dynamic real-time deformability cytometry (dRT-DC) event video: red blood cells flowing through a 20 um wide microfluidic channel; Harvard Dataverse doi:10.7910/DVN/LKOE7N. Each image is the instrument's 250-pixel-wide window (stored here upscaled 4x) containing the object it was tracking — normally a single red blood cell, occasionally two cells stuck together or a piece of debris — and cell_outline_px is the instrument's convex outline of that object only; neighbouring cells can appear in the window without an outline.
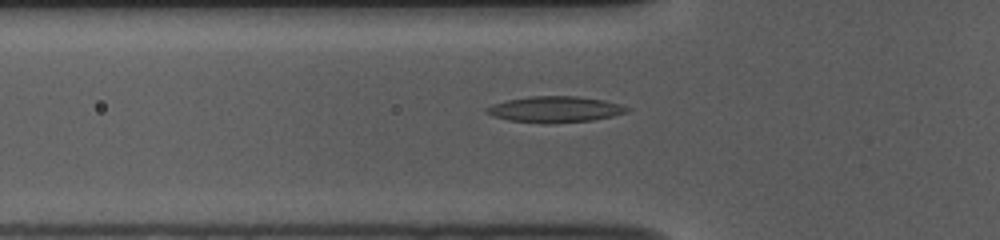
{"species": "common noctule bat (a hibernating species)", "species_latin": "Nyctalus noctula", "temperature_condition": "room temperature", "stored_images_in_passage": 35, "camera_frame_rate_fps": 3000, "um_per_image_px": 0.085, "animal": {"sex": "female", "body_mass_g": 10.0, "forearm_length_mm": 53.1}, "frame": {"image": 1, "passage_image": 6, "time_ms": 1.667, "image_size_px": [1000, 240], "cell_outline_px": [[632, 108], [628, 112], [612, 116], [592, 120], [548, 124], [508, 120], [492, 116], [484, 112], [484, 108], [492, 104], [508, 100], [528, 96], [580, 96], [604, 100], [620, 104]], "centroid_in_image_um": [47.17, 9.29], "position_along_channel_um": 78.6, "area_um2": 21.56}}
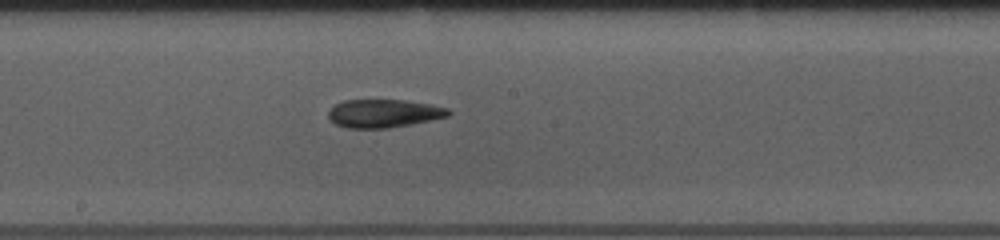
{"frame": {"image": 2, "passage_image": 17, "time_ms": 5.333, "image_size_px": [1000, 240], "cell_outline_px": [[452, 112], [448, 116], [432, 120], [412, 124], [388, 128], [348, 128], [336, 124], [328, 116], [328, 112], [336, 104], [344, 100], [404, 100], [432, 104], [448, 108]], "centroid_in_image_um": [32.66, 9.64], "position_along_channel_um": 215.5, "area_um2": 19.71}}
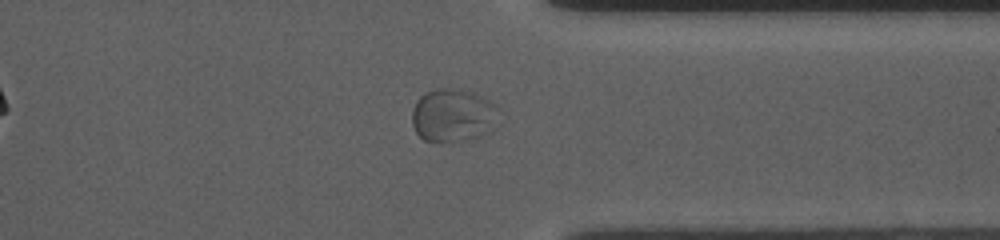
{"frame": {"image": 3, "passage_image": 30, "time_ms": 9.667, "image_size_px": [1000, 240], "cell_outline_px": [[496, 128], [480, 136], [464, 140], [424, 140], [416, 132], [412, 124], [412, 112], [416, 100], [424, 92], [436, 88], [464, 88], [488, 100], [496, 108]], "centroid_in_image_um": [38.47, 9.77], "position_along_channel_um": 372.9, "area_um2": 26.7}, "authors_computed_cell_mechanics": {"area_um2": 19.7676, "velocity_mm_per_s": 3.7146, "shape_relaxation_time_tau1_ms": null, "shape_relaxation_time_tau2_ms": 3.1303, "deformation_change_tau1": null, "deformation_change_tau2": 0.0988}}